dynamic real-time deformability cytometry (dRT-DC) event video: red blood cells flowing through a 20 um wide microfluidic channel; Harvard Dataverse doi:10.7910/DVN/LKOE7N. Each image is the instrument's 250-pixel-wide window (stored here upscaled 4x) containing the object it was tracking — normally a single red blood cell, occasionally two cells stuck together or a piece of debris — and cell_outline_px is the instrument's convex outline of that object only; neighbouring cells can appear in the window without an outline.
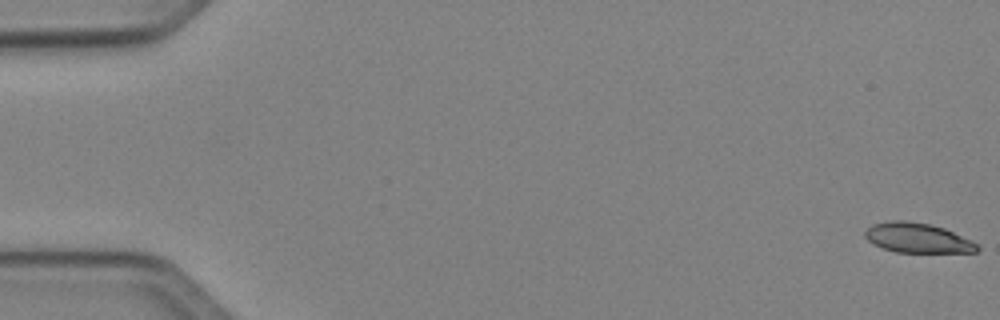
{"species": "Egyptian fruit bat (a non-hibernating species)", "species_latin": "Rousettus aegyptiacus", "temperature_condition": "cold", "stored_images_in_passage": 5, "camera_frame_rate_fps": 3000, "um_per_image_px": 0.085, "animal": {"sex": "female"}, "frame": {"image": 1, "passage_image": 1, "time_ms": 0.0, "image_size_px": [1000, 320], "cell_outline_px": [[980, 248], [976, 252], [896, 252], [884, 248], [868, 240], [864, 236], [864, 232], [872, 224], [888, 220], [908, 220], [932, 224], [944, 228], [972, 240], [980, 244]], "centroid_in_image_um": [78.02, 20.2], "position_along_channel_um": 7.0, "area_um2": 19.59}}